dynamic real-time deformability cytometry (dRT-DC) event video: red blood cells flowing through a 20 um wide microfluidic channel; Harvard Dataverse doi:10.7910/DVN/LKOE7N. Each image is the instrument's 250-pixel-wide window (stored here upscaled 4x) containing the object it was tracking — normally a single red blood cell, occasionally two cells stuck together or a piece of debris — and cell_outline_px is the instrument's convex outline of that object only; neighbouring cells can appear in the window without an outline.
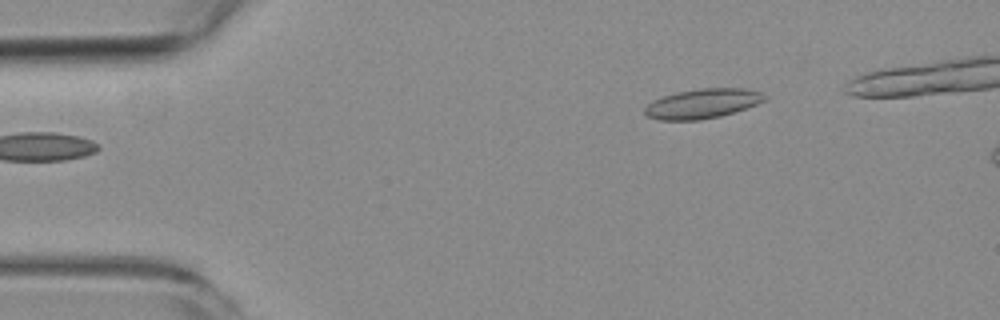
{"species": "common noctule bat (a hibernating species)", "species_latin": "Nyctalus noctula", "temperature_condition": "room temperature", "stored_images_in_passage": 5, "camera_frame_rate_fps": 3000, "um_per_image_px": 0.085, "animal": {"sex": "female", "body_mass_g": 19.3, "forearm_length_mm": 54.1}, "frame": {"image": 1, "passage_image": 5, "time_ms": 5.333, "image_size_px": [1000, 320], "cell_outline_px": [[768, 96], [764, 100], [756, 104], [720, 116], [700, 120], [660, 120], [648, 116], [644, 112], [644, 108], [652, 100], [676, 92], [700, 88], [744, 88], [760, 92]], "centroid_in_image_um": [59.69, 8.8], "position_along_channel_um": 25.3, "area_um2": 20.52}}